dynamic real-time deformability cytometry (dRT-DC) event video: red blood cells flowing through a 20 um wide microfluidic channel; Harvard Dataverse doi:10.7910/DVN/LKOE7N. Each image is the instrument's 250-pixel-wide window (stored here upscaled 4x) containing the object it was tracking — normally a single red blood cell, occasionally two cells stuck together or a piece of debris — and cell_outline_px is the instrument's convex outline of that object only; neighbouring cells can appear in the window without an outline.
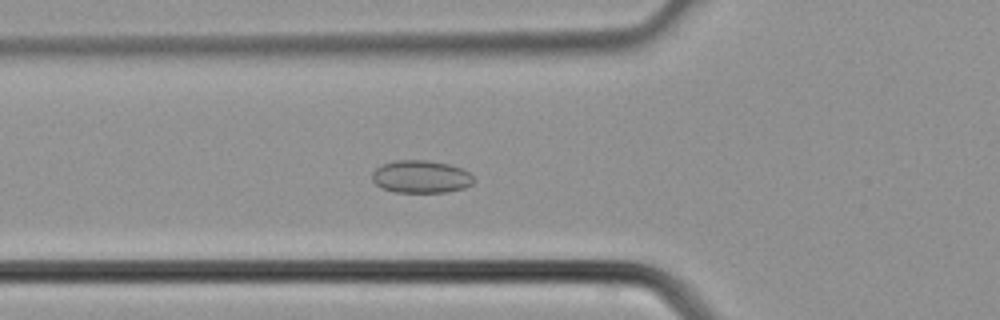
{"species": "common noctule bat (a hibernating species)", "species_latin": "Nyctalus noctula", "temperature_condition": "cold", "stored_images_in_passage": 37, "camera_frame_rate_fps": 3000, "um_per_image_px": 0.085, "animal": {"sex": "male", "body_mass_g": 21.5, "forearm_length_mm": 52.0}, "frame": {"image": 1, "passage_image": 13, "time_ms": 4.0, "image_size_px": [1000, 320], "cell_outline_px": [[476, 180], [472, 184], [464, 188], [448, 192], [392, 192], [380, 188], [372, 180], [372, 172], [376, 168], [384, 164], [396, 160], [428, 160], [448, 164], [460, 168], [468, 172]], "centroid_in_image_um": [35.77, 15.03], "position_along_channel_um": 90.0, "area_um2": 19.42}}
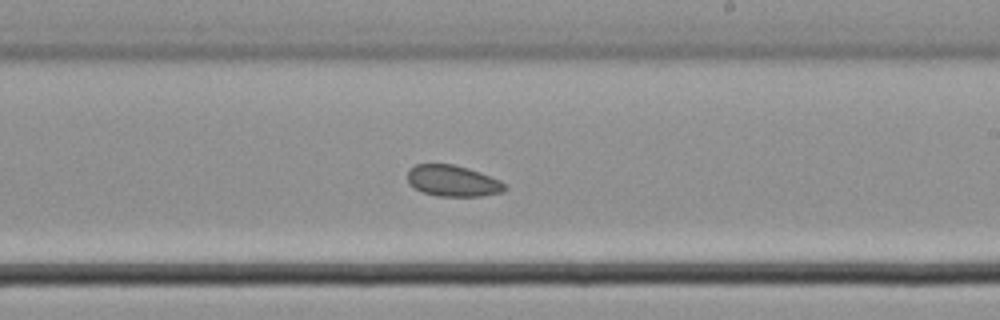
{"frame": {"image": 2, "passage_image": 22, "time_ms": 7.0, "image_size_px": [1000, 320], "cell_outline_px": [[508, 188], [504, 192], [480, 196], [436, 196], [424, 192], [408, 184], [408, 168], [416, 164], [452, 164], [468, 168], [480, 172], [500, 180]], "centroid_in_image_um": [38.49, 15.37], "position_along_channel_um": 250.5, "area_um2": 17.74}}
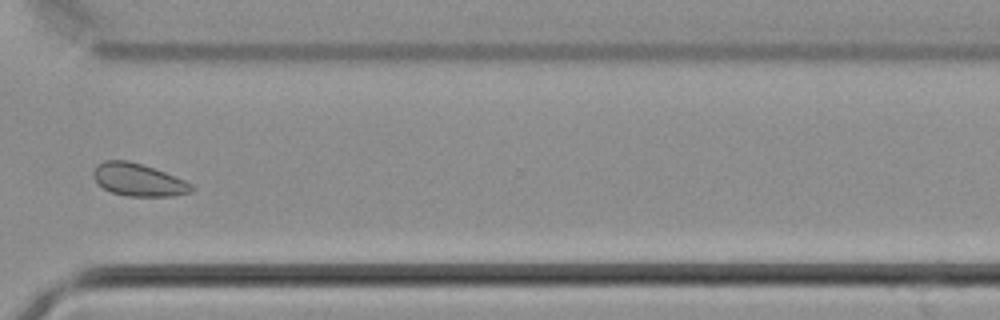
{"frame": {"image": 3, "passage_image": 28, "time_ms": 9.0, "image_size_px": [1000, 320], "cell_outline_px": [[196, 188], [192, 192], [172, 196], [128, 196], [112, 192], [104, 188], [92, 176], [92, 172], [104, 160], [128, 160], [164, 172], [184, 180], [192, 184]], "centroid_in_image_um": [11.79, 15.29], "position_along_channel_um": 358.8, "area_um2": 18.38}}